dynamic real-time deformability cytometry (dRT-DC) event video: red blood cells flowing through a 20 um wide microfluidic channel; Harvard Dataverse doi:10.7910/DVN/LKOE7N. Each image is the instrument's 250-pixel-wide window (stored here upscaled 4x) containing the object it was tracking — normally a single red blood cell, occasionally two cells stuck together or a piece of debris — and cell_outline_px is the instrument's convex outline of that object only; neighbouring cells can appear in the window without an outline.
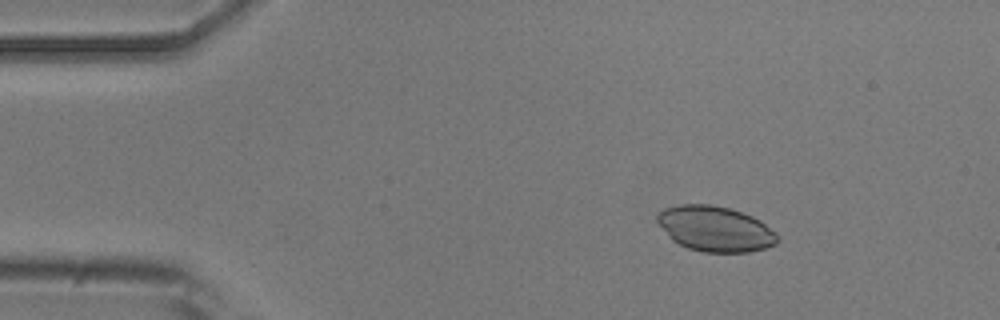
{"species": "common noctule bat (a hibernating species)", "species_latin": "Nyctalus noctula", "temperature_condition": "room temperature", "stored_images_in_passage": 4, "camera_frame_rate_fps": 3000, "um_per_image_px": 0.085, "animal": {"sex": "male", "body_mass_g": 20.5, "forearm_length_mm": 52.5}, "frame": {"image": 1, "passage_image": 2, "time_ms": 2.333, "image_size_px": [1000, 320], "cell_outline_px": [[780, 240], [776, 244], [764, 248], [748, 252], [704, 252], [688, 248], [672, 240], [668, 236], [656, 220], [656, 216], [664, 208], [680, 204], [708, 204], [728, 208], [752, 216], [760, 220], [776, 232]], "centroid_in_image_um": [60.8, 19.45], "position_along_channel_um": 24.2, "area_um2": 31.67}}